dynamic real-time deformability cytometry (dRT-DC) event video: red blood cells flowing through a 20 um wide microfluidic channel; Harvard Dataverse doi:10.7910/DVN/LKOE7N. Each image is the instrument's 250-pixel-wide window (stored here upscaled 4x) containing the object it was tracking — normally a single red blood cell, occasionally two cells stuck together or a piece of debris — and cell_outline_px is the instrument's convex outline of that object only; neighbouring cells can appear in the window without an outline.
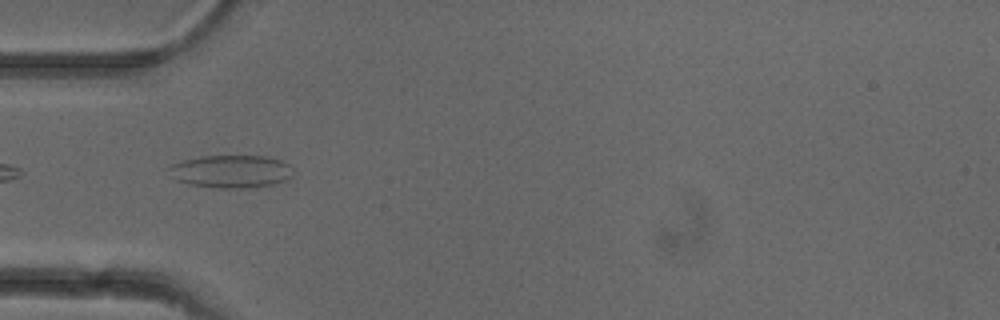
{"species": "common noctule bat (a hibernating species)", "species_latin": "Nyctalus noctula", "temperature_condition": "cold", "stored_images_in_passage": 32, "camera_frame_rate_fps": 3000, "um_per_image_px": 0.085, "animal": {"sex": "female"}, "frame": {"image": 1, "passage_image": 1, "time_ms": 0.0, "image_size_px": [1000, 320], "cell_outline_px": [[292, 176], [288, 180], [276, 184], [248, 188], [220, 188], [188, 184], [176, 180], [172, 176], [168, 168], [172, 164], [184, 160], [200, 156], [268, 156], [280, 160], [288, 164]], "centroid_in_image_um": [19.65, 14.58], "position_along_channel_um": 65.4, "area_um2": 23.76}}
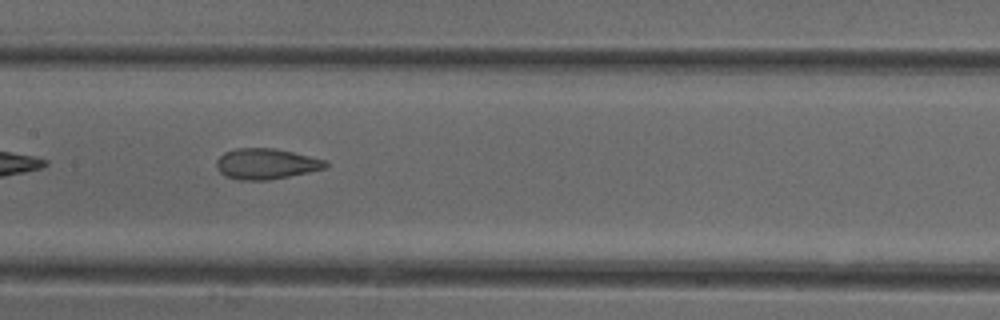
{"frame": {"image": 2, "passage_image": 10, "time_ms": 3.0, "image_size_px": [1000, 320], "cell_outline_px": [[328, 164], [324, 168], [308, 172], [268, 180], [240, 180], [224, 176], [220, 172], [216, 164], [216, 160], [224, 152], [236, 148], [276, 148], [328, 160]], "centroid_in_image_um": [22.61, 13.92], "position_along_channel_um": 184.8, "area_um2": 19.54}}
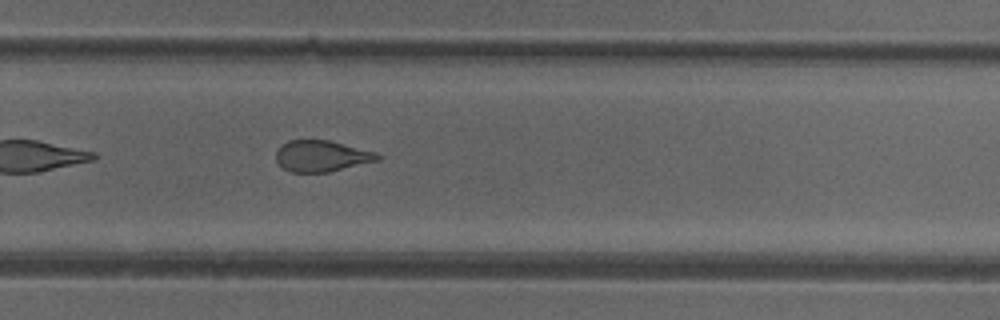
{"frame": {"image": 3, "passage_image": 19, "time_ms": 6.0, "image_size_px": [1000, 320], "cell_outline_px": [[380, 160], [328, 172], [292, 172], [284, 168], [276, 160], [276, 152], [288, 140], [328, 140], [376, 152], [380, 156]], "centroid_in_image_um": [27.35, 13.26], "position_along_channel_um": 302.4, "area_um2": 18.21}, "authors_computed_cell_mechanics": {"area_um2": 19.7387, "velocity_mm_per_s": 3.9557, "shape_relaxation_time_tau1_ms": null, "shape_relaxation_time_tau2_ms": 1.7755, "deformation_change_tau1": null, "deformation_change_tau2": 0.0924}}